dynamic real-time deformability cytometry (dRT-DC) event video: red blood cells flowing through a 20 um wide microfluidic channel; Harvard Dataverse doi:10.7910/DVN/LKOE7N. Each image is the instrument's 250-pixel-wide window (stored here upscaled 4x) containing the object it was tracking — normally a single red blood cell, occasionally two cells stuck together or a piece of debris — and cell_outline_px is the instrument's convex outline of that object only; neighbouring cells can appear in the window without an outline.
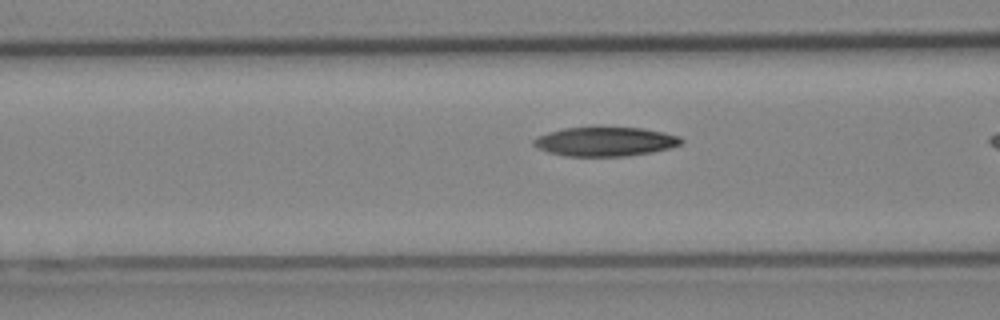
{"species": "Egyptian fruit bat (a non-hibernating species)", "species_latin": "Rousettus aegyptiacus", "temperature_condition": "cold", "stored_images_in_passage": 8, "camera_frame_rate_fps": 3000, "um_per_image_px": 0.085, "animal": {"sex": "female"}, "frame": {"image": 1, "passage_image": 7, "time_ms": 2.0, "image_size_px": [1000, 320], "cell_outline_px": [[684, 140], [680, 144], [668, 148], [652, 152], [624, 156], [564, 156], [548, 152], [536, 148], [532, 144], [532, 140], [548, 132], [564, 128], [644, 128], [664, 132], [680, 136]], "centroid_in_image_um": [51.43, 12.04], "position_along_channel_um": 115.2, "area_um2": 24.91}}